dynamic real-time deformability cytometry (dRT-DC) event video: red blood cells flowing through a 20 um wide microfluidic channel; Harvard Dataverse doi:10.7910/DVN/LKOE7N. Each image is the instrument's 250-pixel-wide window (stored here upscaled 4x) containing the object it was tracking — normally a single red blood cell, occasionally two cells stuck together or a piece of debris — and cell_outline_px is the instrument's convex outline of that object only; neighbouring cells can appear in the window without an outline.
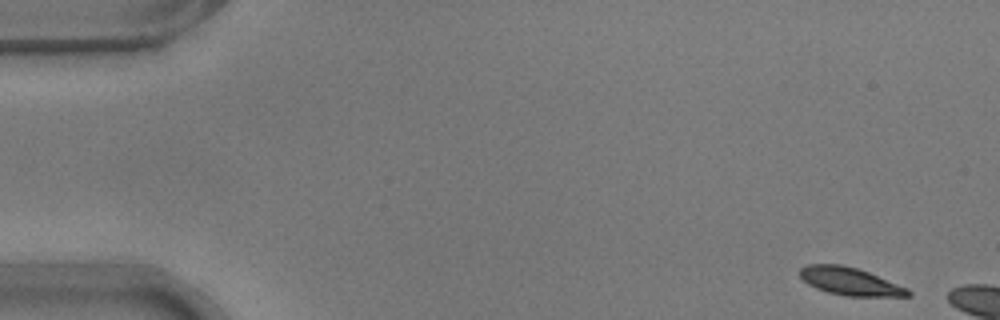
{"species": "common noctule bat (a hibernating species)", "species_latin": "Nyctalus noctula", "temperature_condition": "warm", "stored_images_in_passage": 7, "camera_frame_rate_fps": 3000, "um_per_image_px": 0.085, "animal": {"sex": "male", "body_mass_g": 17.9}, "frame": {"image": 1, "passage_image": 1, "time_ms": 0.0, "image_size_px": [1000, 320], "cell_outline_px": [[912, 296], [848, 296], [828, 292], [816, 288], [808, 284], [800, 276], [800, 268], [808, 264], [840, 264], [856, 268], [868, 272], [908, 288], [912, 292]], "centroid_in_image_um": [72.26, 23.91], "position_along_channel_um": 12.7, "area_um2": 17.34}}